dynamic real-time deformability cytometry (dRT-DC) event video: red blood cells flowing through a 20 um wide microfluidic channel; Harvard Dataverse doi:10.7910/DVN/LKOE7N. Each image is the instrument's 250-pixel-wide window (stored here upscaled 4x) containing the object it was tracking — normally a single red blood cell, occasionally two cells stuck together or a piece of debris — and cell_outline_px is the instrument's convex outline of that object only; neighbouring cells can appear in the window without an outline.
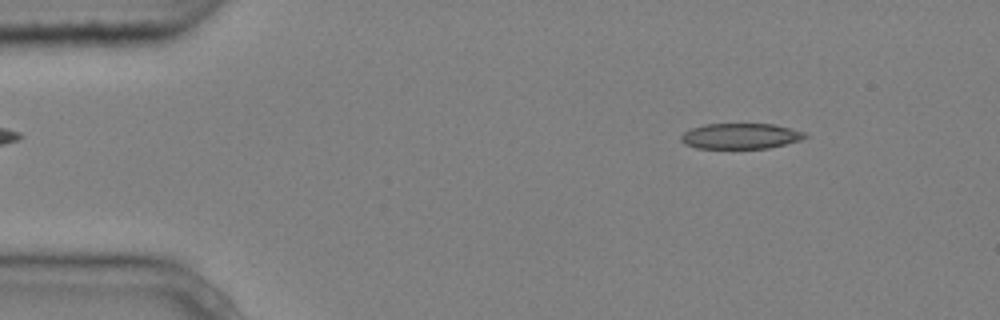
{"species": "common noctule bat (a hibernating species)", "species_latin": "Nyctalus noctula", "temperature_condition": "cold", "stored_images_in_passage": 3, "camera_frame_rate_fps": 3000, "um_per_image_px": 0.085, "animal": {"sex": "male", "body_mass_g": 20.4}, "frame": {"image": 1, "passage_image": 1, "time_ms": 0.0, "image_size_px": [1000, 320], "cell_outline_px": [[808, 136], [800, 140], [768, 148], [696, 148], [684, 144], [680, 140], [680, 136], [684, 132], [692, 128], [704, 124], [772, 124], [804, 132]], "centroid_in_image_um": [62.9, 11.57], "position_along_channel_um": 22.1, "area_um2": 18.32}}